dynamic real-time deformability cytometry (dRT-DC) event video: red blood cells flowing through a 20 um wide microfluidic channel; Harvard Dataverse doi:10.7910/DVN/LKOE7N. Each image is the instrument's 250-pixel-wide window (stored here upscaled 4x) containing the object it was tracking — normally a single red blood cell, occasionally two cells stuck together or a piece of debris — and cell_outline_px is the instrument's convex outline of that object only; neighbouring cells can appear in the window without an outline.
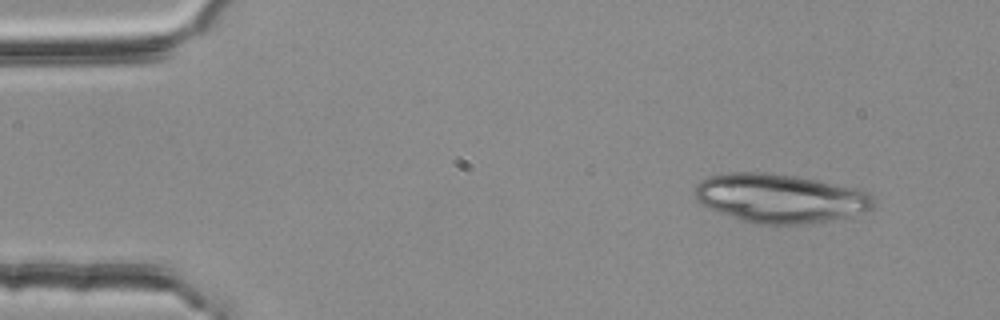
{"species": "common noctule bat (a hibernating species)", "species_latin": "Nyctalus noctula", "temperature_condition": "room temperature", "stored_images_in_passage": 3, "camera_frame_rate_fps": 3000, "um_per_image_px": 0.085, "animal": {"sex": "female", "body_mass_g": 25.1}, "frame": {"image": 1, "passage_image": 1, "time_ms": 0.0, "image_size_px": [1000, 320], "cell_outline_px": [[872, 208], [868, 212], [832, 220], [800, 224], [756, 224], [740, 220], [708, 208], [696, 196], [696, 184], [708, 176], [732, 172], [752, 172], [792, 176], [816, 180], [856, 188], [868, 192], [872, 196]], "centroid_in_image_um": [66.33, 16.87], "position_along_channel_um": 18.7, "area_um2": 50.4}}